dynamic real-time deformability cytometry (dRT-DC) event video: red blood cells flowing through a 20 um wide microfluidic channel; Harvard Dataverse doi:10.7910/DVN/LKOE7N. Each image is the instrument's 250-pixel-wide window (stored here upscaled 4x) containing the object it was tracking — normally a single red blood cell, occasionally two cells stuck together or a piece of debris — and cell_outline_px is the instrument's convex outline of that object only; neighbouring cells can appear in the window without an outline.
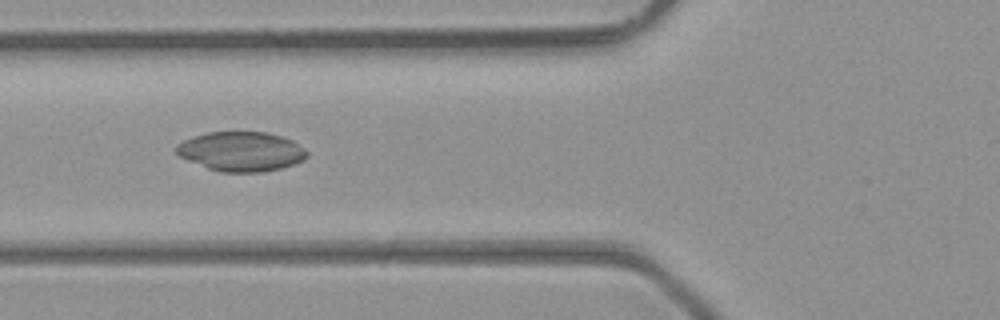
{"species": "common noctule bat (a hibernating species)", "species_latin": "Nyctalus noctula", "temperature_condition": "room temperature", "stored_images_in_passage": 33, "camera_frame_rate_fps": 3000, "um_per_image_px": 0.085, "animal": {"sex": "male", "body_mass_g": 23.1, "forearm_length_mm": 52.7}, "frame": {"image": 1, "passage_image": 4, "time_ms": 1.0, "image_size_px": [1000, 320], "cell_outline_px": [[308, 156], [304, 160], [280, 168], [264, 172], [220, 172], [208, 168], [188, 160], [180, 156], [176, 152], [176, 144], [192, 136], [208, 132], [264, 132], [280, 136], [292, 140], [304, 148], [308, 152]], "centroid_in_image_um": [20.5, 12.87], "position_along_channel_um": 105.3, "area_um2": 30.0}}
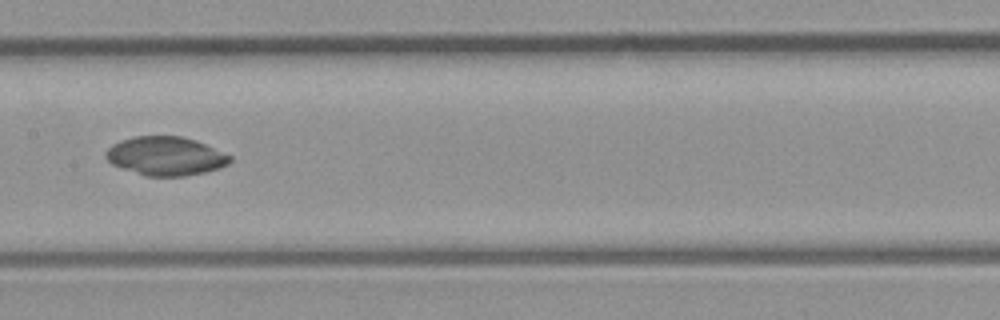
{"frame": {"image": 2, "passage_image": 10, "time_ms": 3.0, "image_size_px": [1000, 320], "cell_outline_px": [[232, 160], [228, 164], [220, 168], [204, 172], [184, 176], [144, 176], [112, 164], [104, 156], [104, 152], [112, 144], [120, 140], [136, 136], [180, 136], [196, 140], [232, 156]], "centroid_in_image_um": [14.07, 13.26], "position_along_channel_um": 193.3, "area_um2": 28.09}}
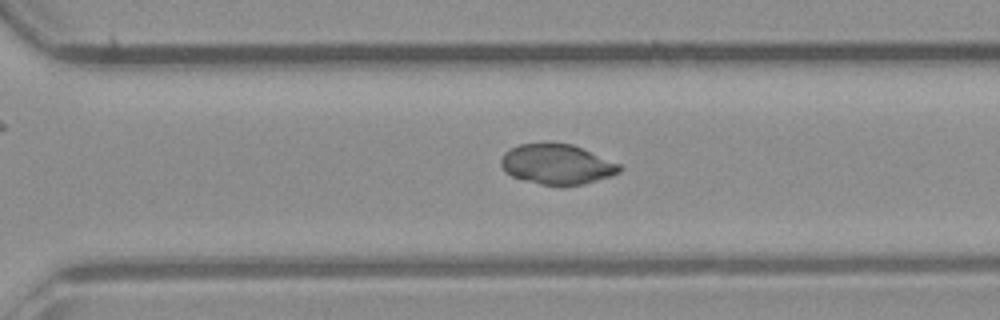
{"frame": {"image": 3, "passage_image": 19, "time_ms": 6.0, "image_size_px": [1000, 320], "cell_outline_px": [[624, 168], [620, 172], [612, 176], [584, 184], [540, 184], [524, 180], [512, 176], [504, 172], [500, 164], [500, 160], [504, 152], [520, 144], [572, 144], [620, 164]], "centroid_in_image_um": [47.34, 13.97], "position_along_channel_um": 323.3, "area_um2": 27.34}}